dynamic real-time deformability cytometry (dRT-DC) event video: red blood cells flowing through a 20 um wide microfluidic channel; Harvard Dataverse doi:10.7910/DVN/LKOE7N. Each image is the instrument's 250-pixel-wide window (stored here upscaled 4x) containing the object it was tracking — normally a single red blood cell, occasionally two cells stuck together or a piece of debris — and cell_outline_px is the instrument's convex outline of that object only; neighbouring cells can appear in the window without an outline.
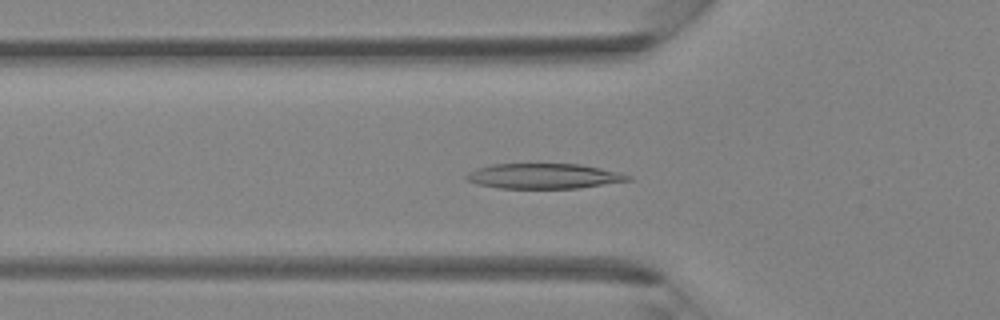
{"species": "Egyptian fruit bat (a non-hibernating species)", "species_latin": "Rousettus aegyptiacus", "temperature_condition": "room temperature", "stored_images_in_passage": 41, "camera_frame_rate_fps": 3000, "um_per_image_px": 0.085, "animal": {"sex": "female"}, "frame": {"image": 1, "passage_image": 13, "time_ms": 4.0, "image_size_px": [1000, 320], "cell_outline_px": [[632, 180], [576, 188], [500, 188], [476, 184], [468, 180], [464, 176], [468, 172], [492, 164], [580, 164], [620, 172], [632, 176]], "centroid_in_image_um": [46.24, 14.97], "position_along_channel_um": 79.6, "area_um2": 23.52}}
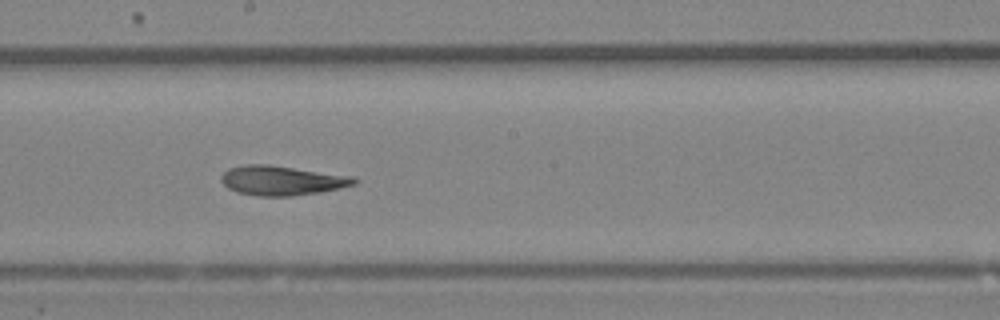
{"frame": {"image": 2, "passage_image": 22, "time_ms": 7.0, "image_size_px": [1000, 320], "cell_outline_px": [[356, 184], [340, 188], [320, 192], [292, 196], [260, 196], [236, 192], [228, 188], [220, 180], [220, 176], [228, 168], [244, 164], [268, 164], [352, 176], [356, 180]], "centroid_in_image_um": [23.91, 15.34], "position_along_channel_um": 224.3, "area_um2": 22.89}}
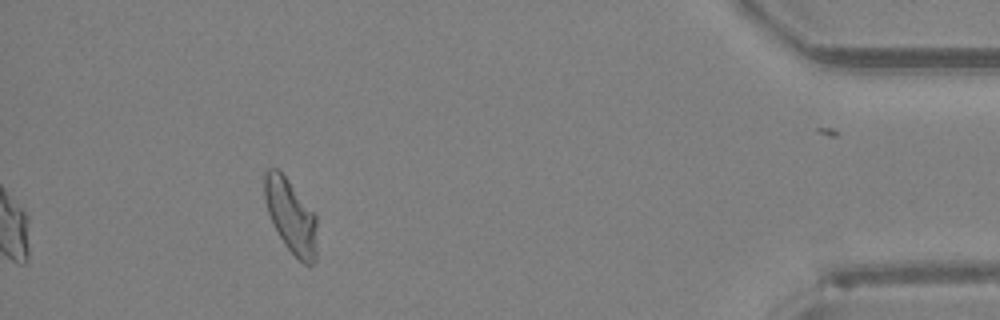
{"frame": {"image": 3, "passage_image": 37, "time_ms": 12.0, "image_size_px": [1000, 320], "cell_outline_px": [[316, 260], [312, 264], [304, 264], [284, 244], [268, 212], [264, 200], [264, 172], [268, 168], [276, 168], [288, 180], [316, 216]], "centroid_in_image_um": [24.71, 18.36], "position_along_channel_um": 410.5, "area_um2": 22.08}}